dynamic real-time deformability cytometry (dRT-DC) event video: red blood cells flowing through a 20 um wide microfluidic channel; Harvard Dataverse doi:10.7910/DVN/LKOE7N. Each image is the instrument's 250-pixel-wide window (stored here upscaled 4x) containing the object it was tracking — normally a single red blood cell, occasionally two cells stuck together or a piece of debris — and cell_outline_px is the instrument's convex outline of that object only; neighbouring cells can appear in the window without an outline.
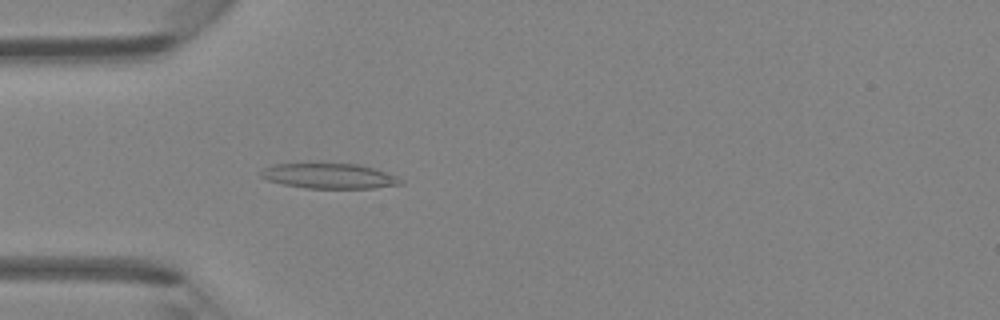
{"species": "Egyptian fruit bat (a non-hibernating species)", "species_latin": "Rousettus aegyptiacus", "temperature_condition": "room temperature", "stored_images_in_passage": 46, "camera_frame_rate_fps": 3000, "um_per_image_px": 0.085, "animal": {"sex": "female"}, "frame": {"image": 1, "passage_image": 14, "time_ms": 4.333, "image_size_px": [1000, 320], "cell_outline_px": [[404, 184], [372, 188], [304, 188], [284, 184], [268, 180], [260, 176], [260, 172], [264, 168], [272, 164], [360, 164], [396, 176], [404, 180]], "centroid_in_image_um": [27.99, 14.96], "position_along_channel_um": 57.0, "area_um2": 20.29}}
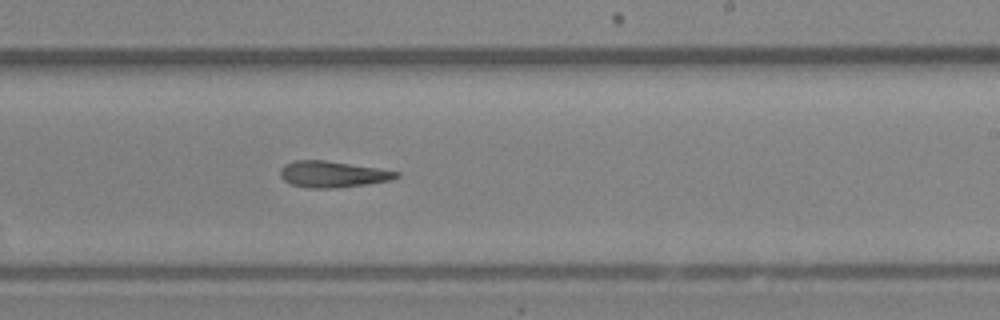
{"frame": {"image": 2, "passage_image": 28, "time_ms": 9.0, "image_size_px": [1000, 320], "cell_outline_px": [[400, 176], [392, 180], [368, 184], [336, 188], [308, 188], [292, 184], [284, 180], [280, 176], [280, 168], [284, 164], [296, 160], [324, 160], [380, 168], [400, 172]], "centroid_in_image_um": [28.3, 14.81], "position_along_channel_um": 260.7, "area_um2": 17.92}}
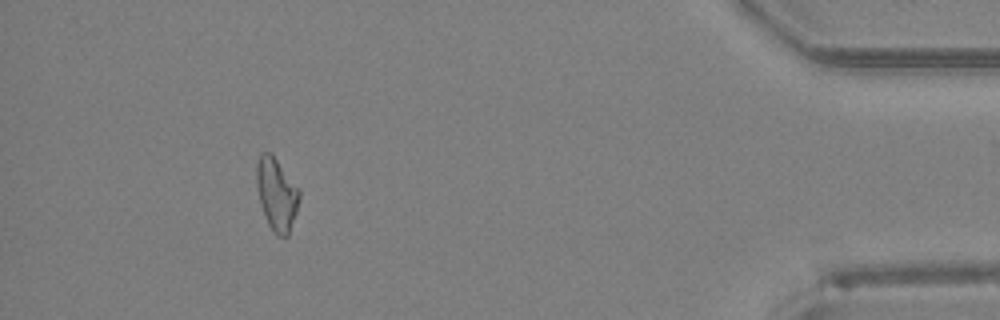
{"frame": {"image": 3, "passage_image": 42, "time_ms": 13.667, "image_size_px": [1000, 320], "cell_outline_px": [[300, 196], [296, 212], [288, 236], [284, 240], [276, 236], [268, 224], [260, 204], [256, 184], [256, 164], [260, 152], [272, 152], [300, 188]], "centroid_in_image_um": [23.51, 16.49], "position_along_channel_um": 411.7, "area_um2": 18.61}}